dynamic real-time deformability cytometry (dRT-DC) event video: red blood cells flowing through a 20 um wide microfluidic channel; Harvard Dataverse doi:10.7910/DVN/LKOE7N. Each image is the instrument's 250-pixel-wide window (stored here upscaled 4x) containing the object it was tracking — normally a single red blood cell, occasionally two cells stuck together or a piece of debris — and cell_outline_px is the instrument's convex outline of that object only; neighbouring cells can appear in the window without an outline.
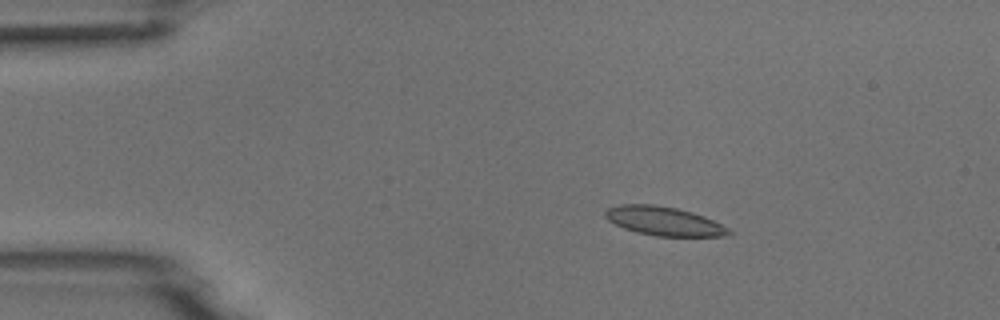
{"species": "common noctule bat (a hibernating species)", "species_latin": "Nyctalus noctula", "temperature_condition": "room temperature", "stored_images_in_passage": 5, "camera_frame_rate_fps": 3000, "um_per_image_px": 0.085, "animal": {"sex": "male", "body_mass_g": 18.8}, "frame": {"image": 1, "passage_image": 2, "time_ms": 0.333, "image_size_px": [1000, 320], "cell_outline_px": [[732, 232], [728, 236], [656, 236], [636, 232], [624, 228], [608, 220], [604, 216], [604, 212], [608, 208], [620, 204], [652, 204], [676, 208], [692, 212], [704, 216], [728, 228]], "centroid_in_image_um": [56.42, 18.79], "position_along_channel_um": 28.6, "area_um2": 20.69}}
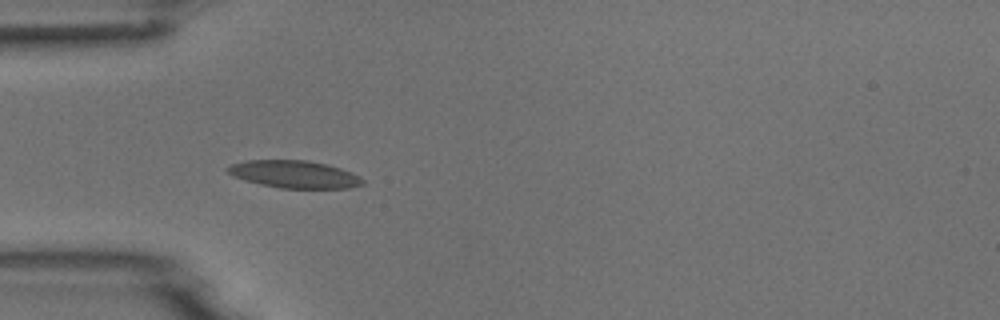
{"frame": {"image": 2, "passage_image": 4, "time_ms": 1.0, "image_size_px": [1000, 320], "cell_outline_px": [[364, 184], [348, 188], [280, 188], [260, 184], [244, 180], [232, 176], [224, 168], [228, 164], [248, 160], [308, 160], [328, 164], [352, 172], [360, 176], [364, 180]], "centroid_in_image_um": [25.0, 14.8], "position_along_channel_um": 60.0, "area_um2": 21.85}}